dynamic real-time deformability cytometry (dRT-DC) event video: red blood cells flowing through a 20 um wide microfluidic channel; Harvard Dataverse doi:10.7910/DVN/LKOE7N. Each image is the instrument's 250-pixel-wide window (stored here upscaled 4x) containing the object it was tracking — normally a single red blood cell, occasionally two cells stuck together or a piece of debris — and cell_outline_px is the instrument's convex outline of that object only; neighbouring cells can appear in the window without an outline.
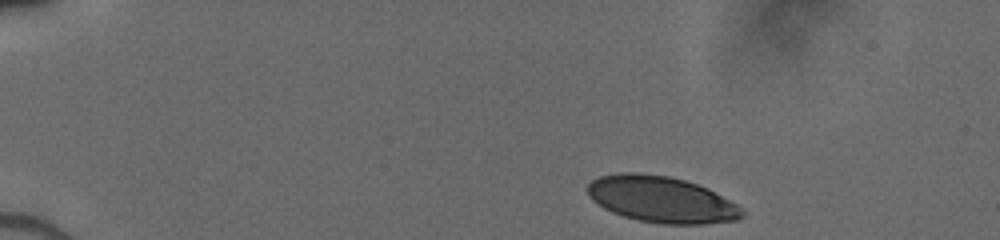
{"species": "human", "species_latin": "Homo sapiens", "temperature_condition": "cold", "stored_images_in_passage": 39, "camera_frame_rate_fps": 3000, "um_per_image_px": 0.085, "donor": {"sex": "male"}, "frame": {"image": 1, "passage_image": 1, "time_ms": 0.0, "image_size_px": [1000, 240], "cell_outline_px": [[744, 216], [736, 220], [704, 224], [664, 224], [640, 220], [624, 216], [612, 212], [604, 208], [592, 200], [588, 196], [588, 184], [592, 180], [600, 176], [620, 172], [636, 172], [668, 176], [684, 180], [708, 188], [744, 208]], "centroid_in_image_um": [56.23, 16.95], "position_along_channel_um": 28.8, "area_um2": 41.67}}
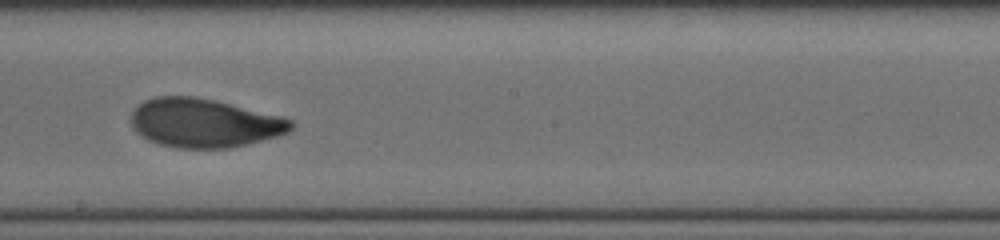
{"frame": {"image": 2, "passage_image": 23, "time_ms": 7.333, "image_size_px": [1000, 240], "cell_outline_px": [[296, 124], [288, 132], [276, 136], [248, 144], [228, 148], [176, 148], [160, 144], [148, 140], [140, 136], [132, 128], [132, 112], [144, 100], [156, 96], [196, 96], [216, 100], [280, 116], [292, 120]], "centroid_in_image_um": [17.34, 10.45], "position_along_channel_um": 230.9, "area_um2": 45.55}}
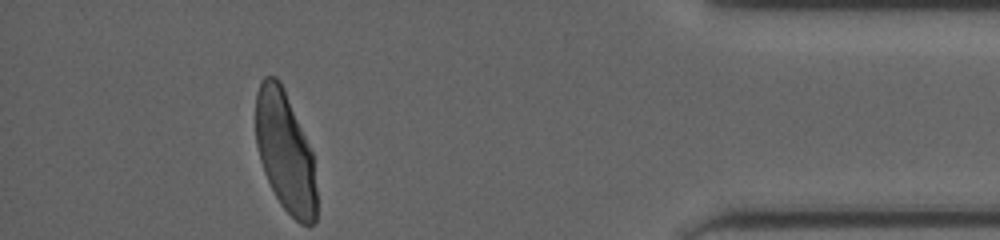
{"frame": {"image": 3, "passage_image": 39, "time_ms": 12.667, "image_size_px": [1000, 240], "cell_outline_px": [[316, 220], [312, 224], [300, 224], [280, 204], [264, 172], [260, 160], [256, 144], [256, 92], [260, 80], [264, 76], [276, 76], [280, 80], [284, 88], [312, 152], [316, 188]], "centroid_in_image_um": [24.22, 12.87], "position_along_channel_um": 411.0, "area_um2": 42.48}}